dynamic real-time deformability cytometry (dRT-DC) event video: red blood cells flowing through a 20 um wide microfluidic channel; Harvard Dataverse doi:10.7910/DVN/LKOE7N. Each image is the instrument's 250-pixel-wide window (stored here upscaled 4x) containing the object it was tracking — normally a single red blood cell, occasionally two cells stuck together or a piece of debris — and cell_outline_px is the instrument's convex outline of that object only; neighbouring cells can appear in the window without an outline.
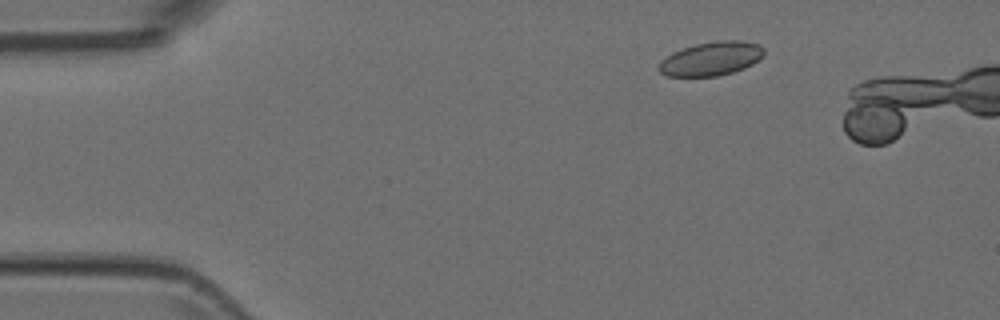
{"species": "Egyptian fruit bat (a non-hibernating species)", "species_latin": "Rousettus aegyptiacus", "temperature_condition": "room temperature", "stored_images_in_passage": 4, "camera_frame_rate_fps": 3000, "um_per_image_px": 0.085, "animal": {"sex": "female"}, "frame": {"image": 1, "passage_image": 1, "time_ms": 0.0, "image_size_px": [1000, 320], "cell_outline_px": [[764, 56], [752, 64], [744, 68], [732, 72], [716, 76], [668, 76], [660, 72], [656, 68], [660, 60], [672, 52], [696, 44], [716, 40], [740, 40], [760, 44], [764, 48]], "centroid_in_image_um": [60.45, 4.98], "position_along_channel_um": 24.6, "area_um2": 20.87}}